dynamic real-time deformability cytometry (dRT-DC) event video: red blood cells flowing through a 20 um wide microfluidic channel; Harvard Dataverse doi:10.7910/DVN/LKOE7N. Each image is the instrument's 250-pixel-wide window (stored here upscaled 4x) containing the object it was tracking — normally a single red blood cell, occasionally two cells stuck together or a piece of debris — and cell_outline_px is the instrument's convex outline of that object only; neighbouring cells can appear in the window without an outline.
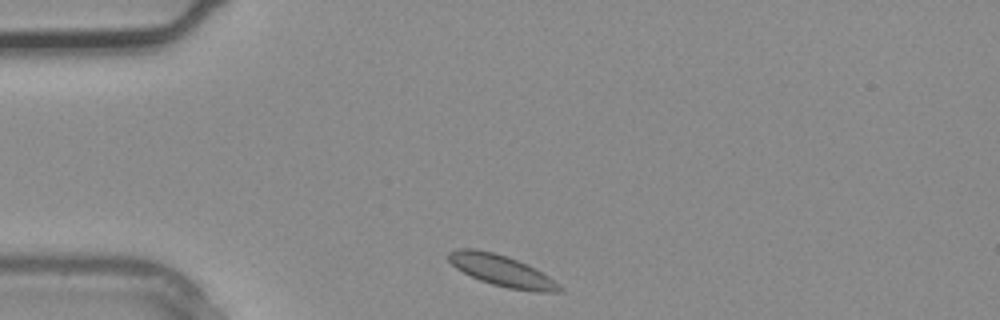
{"species": "common noctule bat (a hibernating species)", "species_latin": "Nyctalus noctula", "temperature_condition": "warm", "stored_images_in_passage": 1, "camera_frame_rate_fps": 3000, "um_per_image_px": 0.085, "animal": {"sex": "male", "body_mass_g": 20.4}, "frame": {"image": 1, "passage_image": 1, "time_ms": 0.0, "image_size_px": [1000, 320], "cell_outline_px": [[564, 292], [536, 292], [508, 288], [492, 284], [480, 280], [456, 268], [448, 260], [448, 252], [456, 248], [476, 248], [508, 256], [528, 264], [548, 276], [564, 288]], "centroid_in_image_um": [42.66, 23.0], "position_along_channel_um": 42.3, "area_um2": 20.29}}